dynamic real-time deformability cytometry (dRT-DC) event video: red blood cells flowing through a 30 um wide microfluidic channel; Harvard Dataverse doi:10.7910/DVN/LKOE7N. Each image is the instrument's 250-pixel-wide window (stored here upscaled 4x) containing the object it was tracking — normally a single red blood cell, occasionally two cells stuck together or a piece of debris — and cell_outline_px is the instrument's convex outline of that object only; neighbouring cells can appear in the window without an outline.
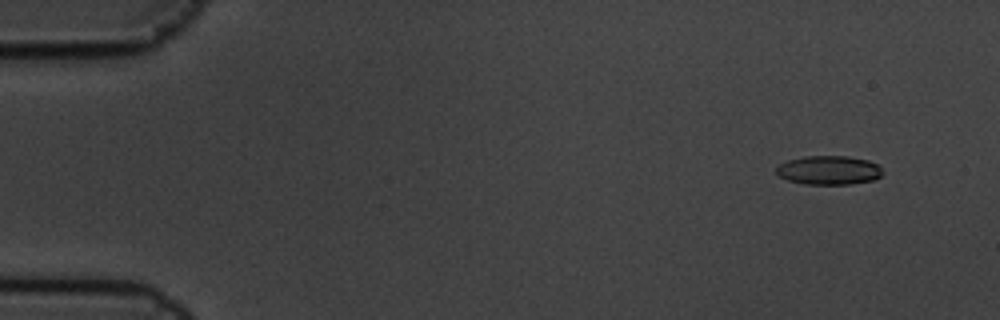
{"species": "common noctule bat (a hibernating species)", "species_latin": "Nyctalus noctula", "temperature_condition": "cold", "stored_images_in_passage": 8, "camera_frame_rate_fps": 3000, "um_per_image_px": 0.085, "animal": {"sex": "male", "body_mass_g": 19.5, "forearm_length_mm": 54.6}, "frame": {"image": 1, "passage_image": 2, "time_ms": 0.333, "image_size_px": [1000, 320], "cell_outline_px": [[884, 172], [880, 176], [872, 180], [848, 184], [804, 184], [788, 180], [780, 176], [776, 172], [776, 168], [780, 164], [788, 160], [804, 156], [848, 156], [868, 160], [876, 164]], "centroid_in_image_um": [70.44, 14.46], "position_along_channel_um": 14.6, "area_um2": 17.8}}
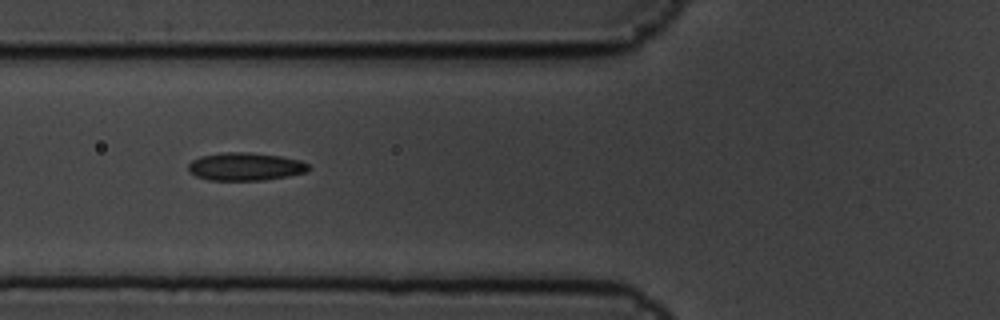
{"frame": {"image": 2, "passage_image": 7, "time_ms": 2.0, "image_size_px": [1000, 320], "cell_outline_px": [[312, 168], [308, 172], [288, 176], [264, 180], [208, 180], [196, 176], [188, 172], [188, 164], [192, 160], [200, 156], [224, 152], [248, 152], [280, 156], [300, 160], [308, 164]], "centroid_in_image_um": [20.86, 14.16], "position_along_channel_um": 104.9, "area_um2": 19.77}}
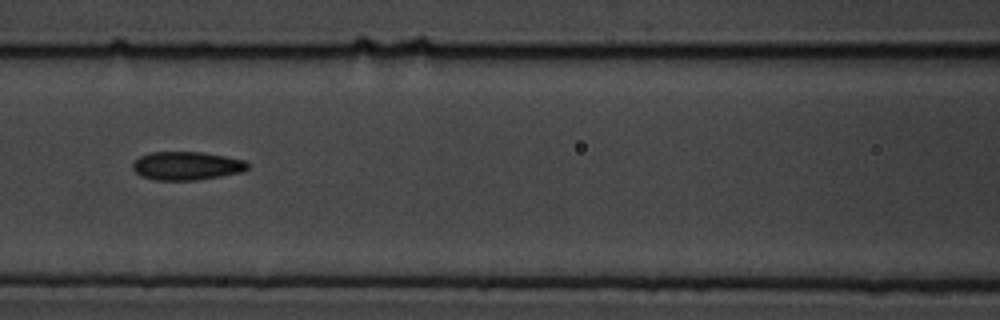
{"frame": {"image": 3, "passage_image": 8, "time_ms": 2.333, "image_size_px": [1000, 320], "cell_outline_px": [[248, 168], [244, 172], [196, 180], [156, 180], [140, 176], [132, 168], [132, 164], [140, 156], [152, 152], [204, 152], [244, 160], [248, 164]], "centroid_in_image_um": [15.87, 14.1], "position_along_channel_um": 150.7, "area_um2": 19.02}}